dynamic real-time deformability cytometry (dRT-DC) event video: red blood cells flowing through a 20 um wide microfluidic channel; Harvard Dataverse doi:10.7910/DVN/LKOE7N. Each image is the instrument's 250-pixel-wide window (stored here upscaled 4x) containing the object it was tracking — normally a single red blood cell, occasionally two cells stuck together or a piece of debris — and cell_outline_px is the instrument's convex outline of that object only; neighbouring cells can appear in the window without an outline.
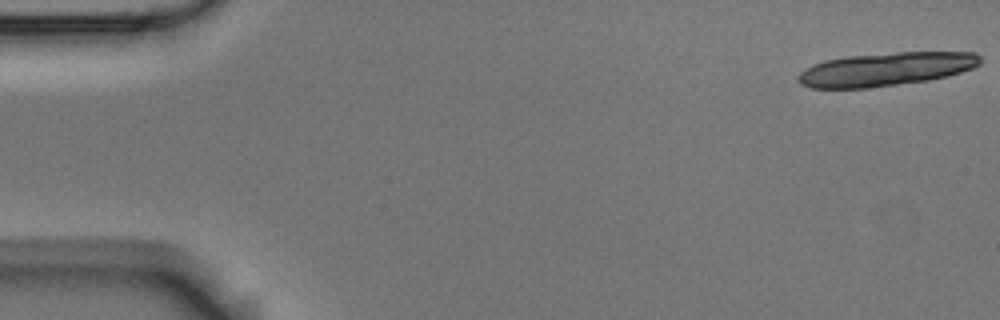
{"species": "Egyptian fruit bat (a non-hibernating species)", "species_latin": "Rousettus aegyptiacus", "temperature_condition": "room temperature", "stored_images_in_passage": 7, "camera_frame_rate_fps": 3000, "um_per_image_px": 0.085, "animal": {"sex": "male"}, "frame": {"image": 1, "passage_image": 1, "time_ms": 0.0, "image_size_px": [1000, 320], "cell_outline_px": [[980, 64], [972, 68], [948, 76], [928, 80], [864, 88], [812, 88], [800, 84], [796, 80], [796, 76], [800, 72], [812, 64], [824, 60], [848, 56], [896, 52], [976, 52], [980, 56]], "centroid_in_image_um": [75.26, 5.87], "position_along_channel_um": 9.7, "area_um2": 35.49}}